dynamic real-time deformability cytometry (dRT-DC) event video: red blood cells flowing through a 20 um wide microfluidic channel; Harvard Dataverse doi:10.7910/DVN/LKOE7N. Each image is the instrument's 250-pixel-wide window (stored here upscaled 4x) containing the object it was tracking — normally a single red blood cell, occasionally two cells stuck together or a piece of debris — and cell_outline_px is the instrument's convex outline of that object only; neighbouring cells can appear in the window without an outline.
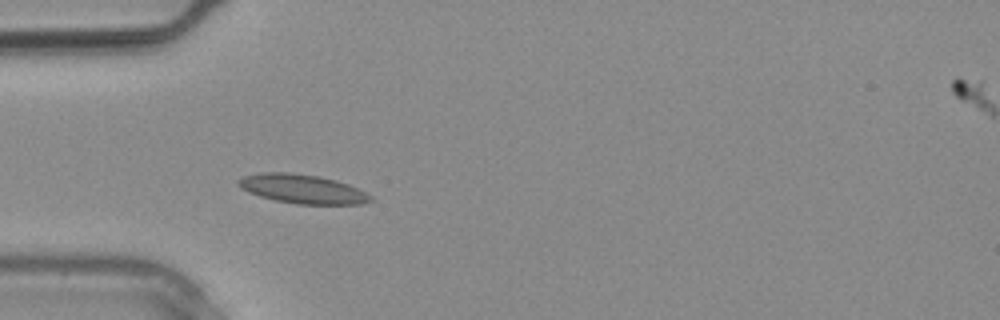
{"species": "common noctule bat (a hibernating species)", "species_latin": "Nyctalus noctula", "temperature_condition": "warm", "stored_images_in_passage": 4, "camera_frame_rate_fps": 3000, "um_per_image_px": 0.085, "animal": {"sex": "male", "body_mass_g": 20.4}, "frame": {"image": 1, "passage_image": 3, "time_ms": 0.667, "image_size_px": [1000, 320], "cell_outline_px": [[372, 200], [364, 204], [296, 204], [276, 200], [260, 196], [248, 192], [236, 184], [236, 180], [244, 176], [260, 172], [288, 172], [320, 176], [336, 180], [348, 184], [372, 196]], "centroid_in_image_um": [25.68, 16.05], "position_along_channel_um": 59.3, "area_um2": 22.37}}